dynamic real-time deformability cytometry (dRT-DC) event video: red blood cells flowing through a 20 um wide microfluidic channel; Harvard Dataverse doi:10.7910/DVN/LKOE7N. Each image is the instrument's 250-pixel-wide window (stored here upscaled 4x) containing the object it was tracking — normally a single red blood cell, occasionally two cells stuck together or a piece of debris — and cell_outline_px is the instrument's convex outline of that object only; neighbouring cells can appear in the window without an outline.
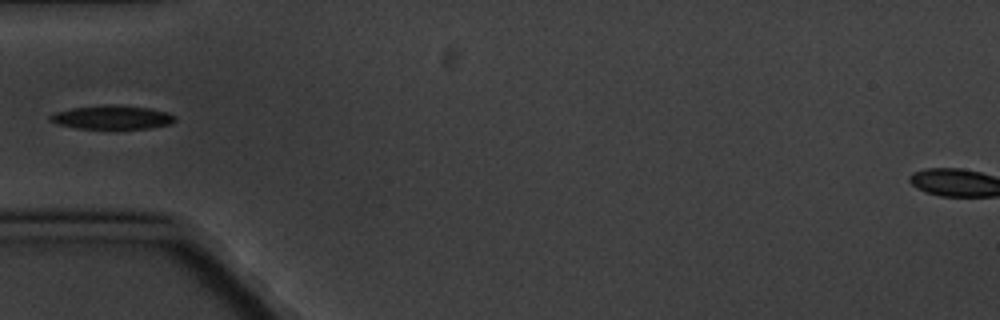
{"species": "common noctule bat (a hibernating species)", "species_latin": "Nyctalus noctula", "temperature_condition": "cold", "stored_images_in_passage": 6, "camera_frame_rate_fps": 3000, "um_per_image_px": 0.085, "animal": {"sex": "male", "body_mass_g": 20.1, "forearm_length_mm": 53.5}, "frame": {"image": 1, "passage_image": 6, "time_ms": 6.0, "image_size_px": [1000, 320], "cell_outline_px": [[176, 120], [172, 124], [148, 128], [76, 128], [56, 124], [48, 120], [48, 116], [56, 112], [72, 108], [104, 104], [120, 104], [152, 108], [168, 112], [176, 116]], "centroid_in_image_um": [9.55, 9.95], "position_along_channel_um": 75.4, "area_um2": 17.57}}